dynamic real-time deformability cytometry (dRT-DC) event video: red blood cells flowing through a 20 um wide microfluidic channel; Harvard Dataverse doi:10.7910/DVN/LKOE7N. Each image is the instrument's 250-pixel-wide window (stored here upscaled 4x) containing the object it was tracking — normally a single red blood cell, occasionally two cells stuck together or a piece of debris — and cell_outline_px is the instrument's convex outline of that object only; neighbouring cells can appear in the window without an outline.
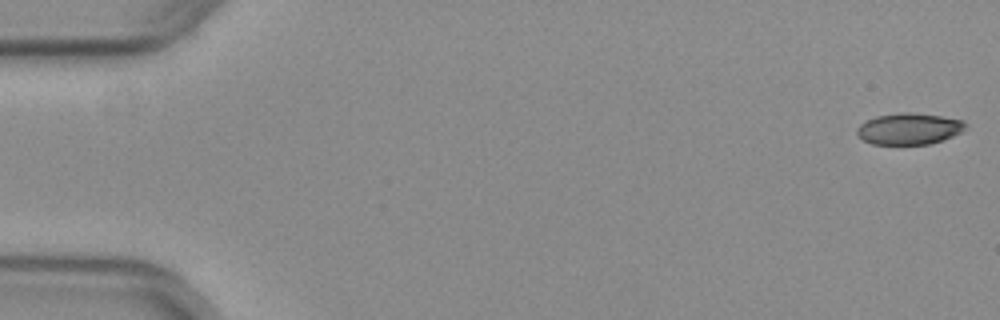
{"species": "common noctule bat (a hibernating species)", "species_latin": "Nyctalus noctula", "temperature_condition": "warm", "stored_images_in_passage": 52, "camera_frame_rate_fps": 3000, "um_per_image_px": 0.085, "animal": {"sex": "female", "body_mass_g": 29.2, "forearm_length_mm": 56.3}, "frame": {"image": 1, "passage_image": 1, "time_ms": 0.0, "image_size_px": [1000, 320], "cell_outline_px": [[968, 128], [944, 140], [928, 144], [872, 144], [864, 140], [856, 132], [856, 128], [860, 124], [876, 116], [900, 112], [912, 112], [940, 116], [964, 120], [968, 124]], "centroid_in_image_um": [77.31, 10.94], "position_along_channel_um": 7.7, "area_um2": 19.94}}
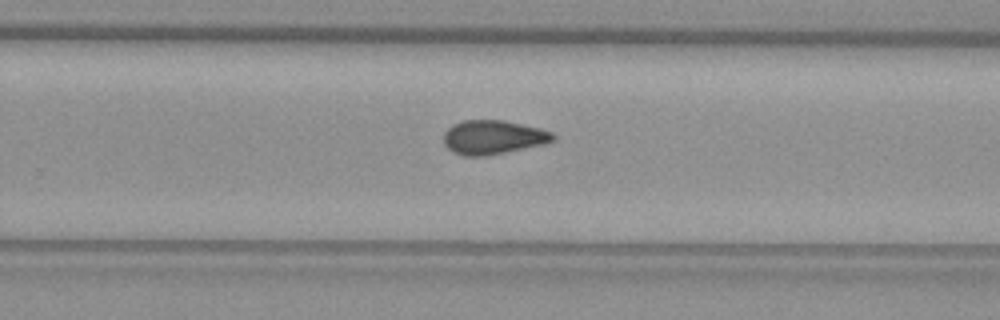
{"frame": {"image": 2, "passage_image": 34, "time_ms": 11.0, "image_size_px": [1000, 320], "cell_outline_px": [[556, 140], [544, 144], [484, 156], [464, 156], [452, 152], [444, 144], [444, 132], [452, 124], [464, 120], [504, 120], [540, 128], [552, 132], [556, 136]], "centroid_in_image_um": [41.91, 11.66], "position_along_channel_um": 287.9, "area_um2": 21.73}}
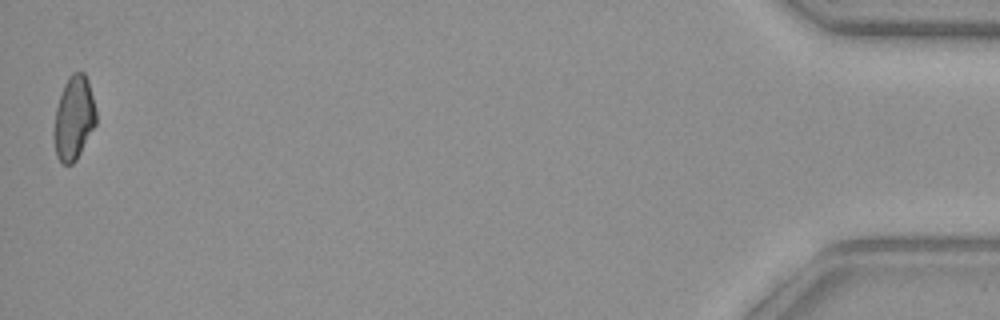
{"frame": {"image": 3, "passage_image": 52, "time_ms": 17.0, "image_size_px": [1000, 320], "cell_outline_px": [[96, 124], [76, 160], [72, 164], [64, 164], [56, 156], [56, 108], [64, 84], [68, 76], [72, 72], [84, 72], [88, 80], [96, 112]], "centroid_in_image_um": [6.31, 9.99], "position_along_channel_um": 428.9, "area_um2": 19.94}, "authors_computed_cell_mechanics": {"area_um2": 21.2415, "velocity_mm_per_s": 3.9875, "shape_relaxation_time_tau1_ms": null, "shape_relaxation_time_tau2_ms": 2.3151, "deformation_change_tau1": null, "deformation_change_tau2": 0.0885}}